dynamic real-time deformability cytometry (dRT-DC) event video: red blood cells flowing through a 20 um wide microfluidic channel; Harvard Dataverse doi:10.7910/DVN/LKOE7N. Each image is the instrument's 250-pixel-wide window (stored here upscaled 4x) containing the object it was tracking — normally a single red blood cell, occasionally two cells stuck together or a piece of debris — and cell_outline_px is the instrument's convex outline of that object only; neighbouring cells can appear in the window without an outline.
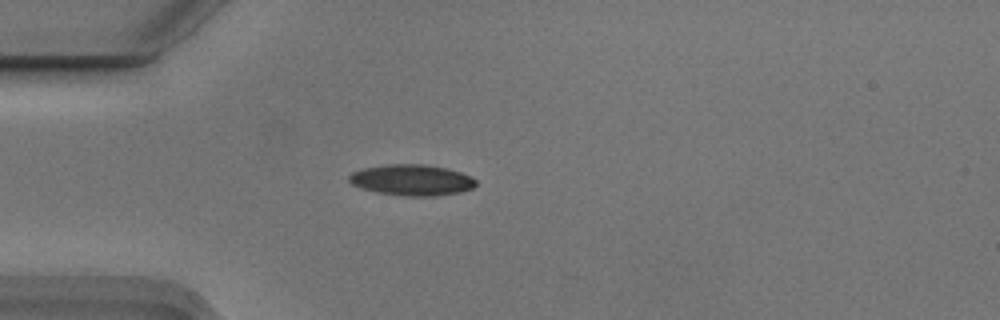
{"species": "Egyptian fruit bat (a non-hibernating species)", "species_latin": "Rousettus aegyptiacus", "temperature_condition": "cold", "stored_images_in_passage": 41, "camera_frame_rate_fps": 3000, "um_per_image_px": 0.085, "animal": {"sex": "male"}, "frame": {"image": 1, "passage_image": 1, "time_ms": 0.0, "image_size_px": [1000, 320], "cell_outline_px": [[476, 184], [472, 188], [460, 192], [436, 196], [404, 196], [376, 192], [360, 188], [352, 184], [348, 180], [348, 176], [352, 172], [364, 168], [388, 164], [424, 164], [448, 168], [460, 172], [476, 180]], "centroid_in_image_um": [34.98, 15.3], "position_along_channel_um": 50.0, "area_um2": 22.95}}
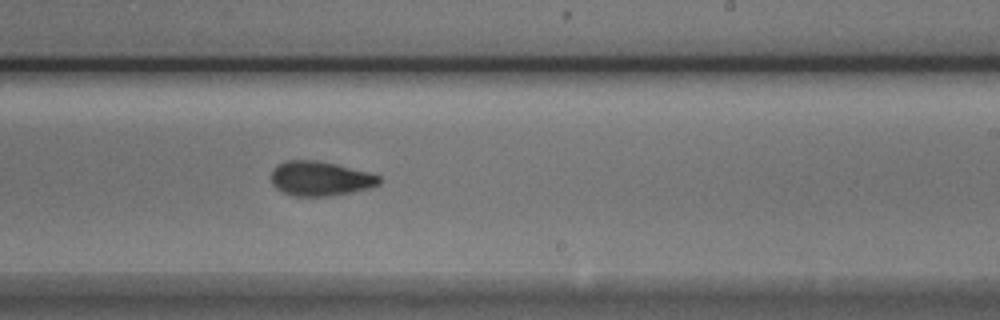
{"frame": {"image": 2, "passage_image": 19, "time_ms": 6.0, "image_size_px": [1000, 320], "cell_outline_px": [[380, 184], [372, 188], [352, 192], [328, 196], [292, 196], [280, 192], [272, 184], [272, 168], [276, 164], [284, 160], [316, 160], [336, 164], [368, 172], [380, 176]], "centroid_in_image_um": [27.19, 15.18], "position_along_channel_um": 261.8, "area_um2": 22.02}}
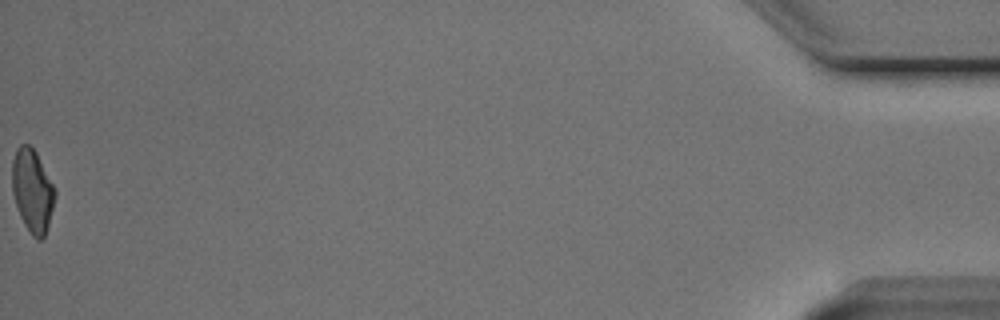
{"frame": {"image": 3, "passage_image": 41, "time_ms": 13.333, "image_size_px": [1000, 320], "cell_outline_px": [[56, 192], [48, 224], [44, 236], [40, 240], [36, 240], [32, 236], [24, 224], [20, 216], [12, 192], [12, 160], [16, 148], [20, 144], [28, 144], [36, 152], [56, 188]], "centroid_in_image_um": [2.74, 16.19], "position_along_channel_um": 432.5, "area_um2": 20.69}, "authors_computed_cell_mechanics": {"area_um2": 22.0796, "velocity_mm_per_s": 3.7359, "shape_relaxation_time_tau1_ms": 4.0478, "shape_relaxation_time_tau2_ms": 3.8796, "deformation_change_tau1": 0.1542, "deformation_change_tau2": 0.0925}}